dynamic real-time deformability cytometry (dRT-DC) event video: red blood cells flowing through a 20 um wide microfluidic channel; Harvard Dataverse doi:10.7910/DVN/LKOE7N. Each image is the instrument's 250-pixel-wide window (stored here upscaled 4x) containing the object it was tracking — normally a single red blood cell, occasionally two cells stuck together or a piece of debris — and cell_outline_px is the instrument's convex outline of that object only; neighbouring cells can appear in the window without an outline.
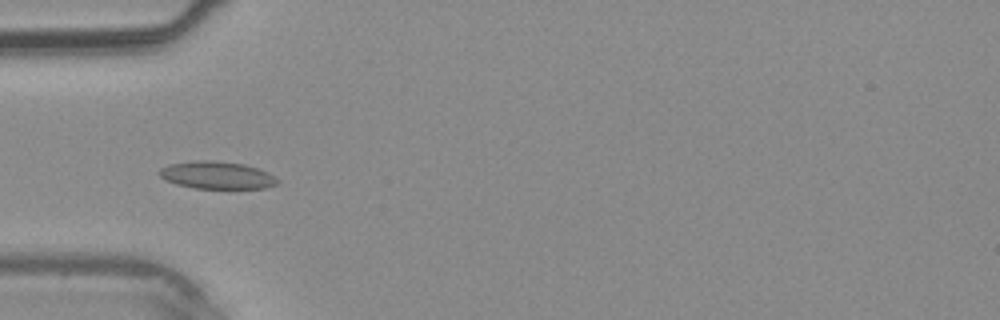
{"species": "common noctule bat (a hibernating species)", "species_latin": "Nyctalus noctula", "temperature_condition": "warm", "stored_images_in_passage": 24, "camera_frame_rate_fps": 3000, "um_per_image_px": 0.085, "animal": {"sex": "male", "body_mass_g": 20.4}, "frame": {"image": 1, "passage_image": 4, "time_ms": 1.0, "image_size_px": [1000, 320], "cell_outline_px": [[280, 184], [264, 188], [192, 188], [176, 184], [164, 180], [156, 172], [160, 168], [168, 164], [196, 160], [216, 160], [244, 164], [268, 172], [280, 180]], "centroid_in_image_um": [18.41, 14.88], "position_along_channel_um": 66.6, "area_um2": 19.19}}
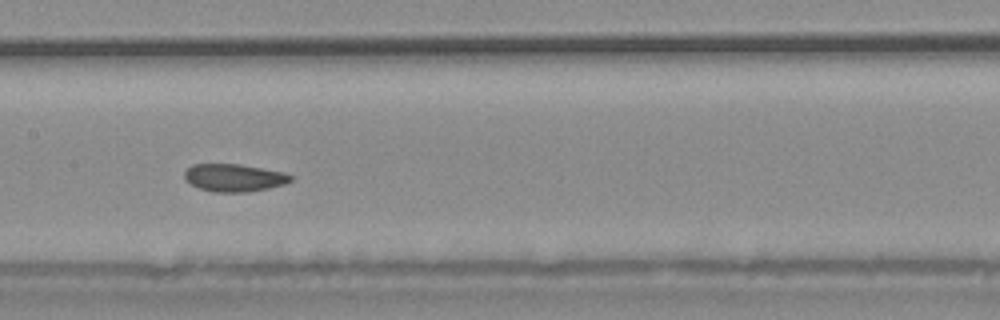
{"frame": {"image": 2, "passage_image": 11, "time_ms": 3.333, "image_size_px": [1000, 320], "cell_outline_px": [[296, 176], [292, 180], [284, 184], [268, 188], [248, 192], [216, 192], [200, 188], [184, 180], [184, 172], [192, 164], [240, 164], [284, 172]], "centroid_in_image_um": [19.92, 15.1], "position_along_channel_um": 187.5, "area_um2": 17.17}}
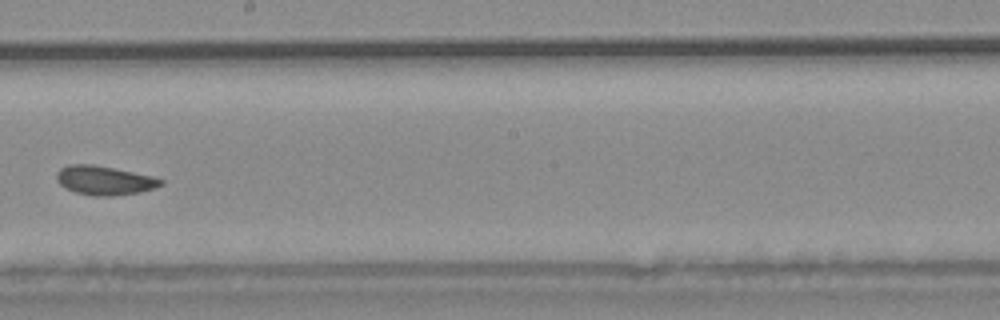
{"frame": {"image": 3, "passage_image": 14, "time_ms": 4.333, "image_size_px": [1000, 320], "cell_outline_px": [[164, 184], [140, 192], [112, 196], [92, 196], [76, 192], [60, 184], [56, 180], [56, 172], [60, 168], [68, 164], [92, 164], [152, 176], [164, 180]], "centroid_in_image_um": [8.85, 15.33], "position_along_channel_um": 239.3, "area_um2": 17.51}}